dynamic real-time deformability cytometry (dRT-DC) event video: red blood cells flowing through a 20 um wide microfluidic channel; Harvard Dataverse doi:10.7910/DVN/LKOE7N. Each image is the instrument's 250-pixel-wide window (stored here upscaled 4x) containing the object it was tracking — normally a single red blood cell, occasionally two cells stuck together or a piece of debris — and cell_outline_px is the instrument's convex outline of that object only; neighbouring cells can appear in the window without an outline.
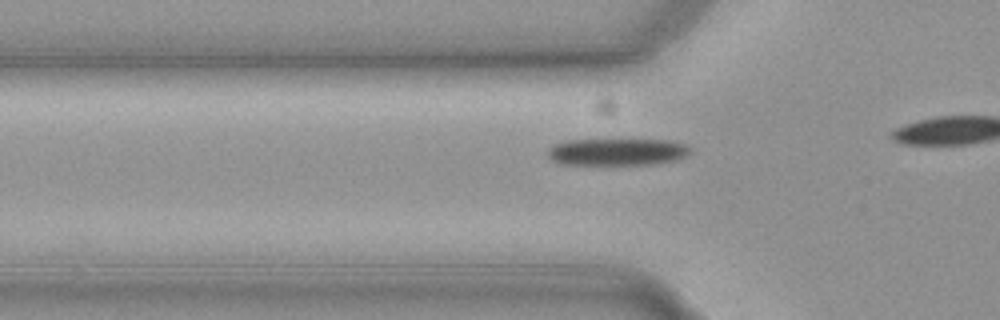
{"species": "common noctule bat (a hibernating species)", "species_latin": "Nyctalus noctula", "temperature_condition": "cold", "stored_images_in_passage": 21, "camera_frame_rate_fps": 3000, "um_per_image_px": 0.085, "animal": {"sex": "female", "body_mass_g": 19.3, "forearm_length_mm": 54.1}, "frame": {"image": 1, "passage_image": 12, "time_ms": 3.667, "image_size_px": [1000, 320], "cell_outline_px": [[692, 152], [680, 160], [656, 164], [556, 164], [548, 156], [548, 148], [552, 144], [568, 140], [600, 136], [612, 136], [672, 140], [688, 144], [692, 148]], "centroid_in_image_um": [52.5, 12.83], "position_along_channel_um": 73.3, "area_um2": 24.57}}
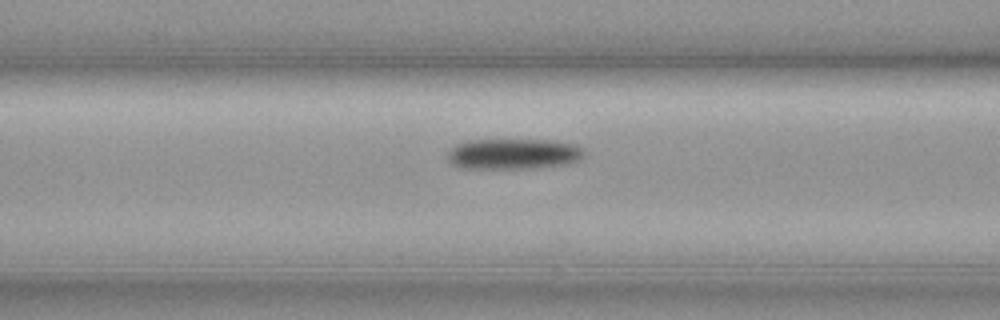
{"frame": {"image": 2, "passage_image": 16, "time_ms": 5.0, "image_size_px": [1000, 320], "cell_outline_px": [[584, 156], [580, 160], [568, 164], [532, 168], [464, 168], [452, 164], [448, 160], [448, 152], [456, 144], [468, 140], [552, 140], [576, 144], [584, 148]], "centroid_in_image_um": [43.69, 13.08], "position_along_channel_um": 122.9, "area_um2": 24.51}}
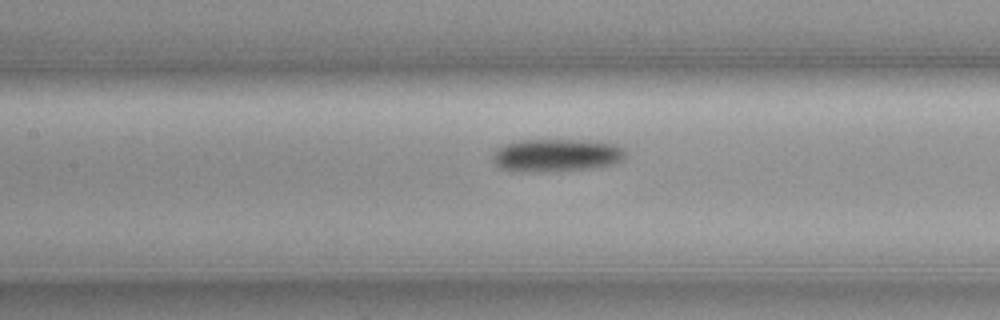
{"frame": {"image": 3, "passage_image": 19, "time_ms": 6.0, "image_size_px": [1000, 320], "cell_outline_px": [[628, 152], [624, 160], [612, 164], [596, 168], [536, 172], [512, 172], [496, 164], [492, 156], [496, 148], [504, 144], [520, 140], [592, 140], [616, 144], [624, 148]], "centroid_in_image_um": [47.35, 13.19], "position_along_channel_um": 160.1, "area_um2": 25.84}}